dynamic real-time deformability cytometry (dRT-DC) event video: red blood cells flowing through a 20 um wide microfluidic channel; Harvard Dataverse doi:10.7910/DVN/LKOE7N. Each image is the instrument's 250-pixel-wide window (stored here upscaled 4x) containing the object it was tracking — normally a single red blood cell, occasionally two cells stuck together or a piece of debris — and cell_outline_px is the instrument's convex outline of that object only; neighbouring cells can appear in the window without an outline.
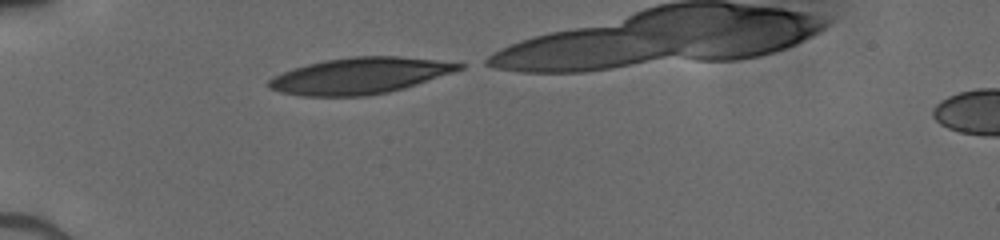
{"species": "human", "species_latin": "Homo sapiens", "temperature_condition": "cold", "stored_images_in_passage": 30, "camera_frame_rate_fps": 3000, "um_per_image_px": 0.085, "donor": {"sex": "male"}, "frame": {"image": 1, "passage_image": 1, "time_ms": 0.0, "image_size_px": [1000, 240], "cell_outline_px": [[464, 68], [404, 88], [388, 92], [364, 96], [300, 96], [280, 92], [268, 88], [268, 80], [292, 68], [324, 60], [352, 56], [396, 56], [436, 60], [464, 64]], "centroid_in_image_um": [30.54, 6.44], "position_along_channel_um": 54.5, "area_um2": 39.82}}
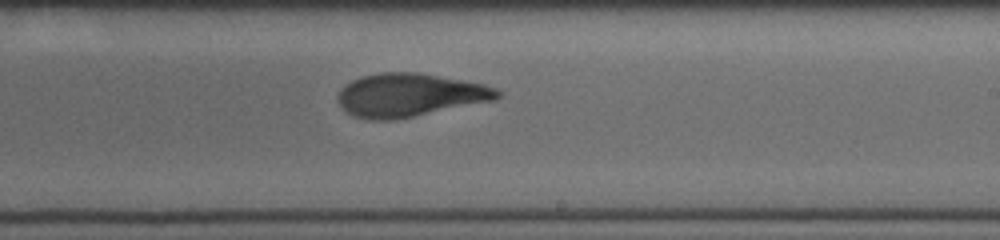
{"frame": {"image": 2, "passage_image": 17, "time_ms": 5.333, "image_size_px": [1000, 240], "cell_outline_px": [[500, 96], [496, 100], [396, 120], [372, 120], [352, 116], [340, 104], [340, 92], [352, 80], [360, 76], [380, 72], [416, 72], [484, 84], [496, 88], [500, 92]], "centroid_in_image_um": [34.86, 8.09], "position_along_channel_um": 254.1, "area_um2": 39.94}}
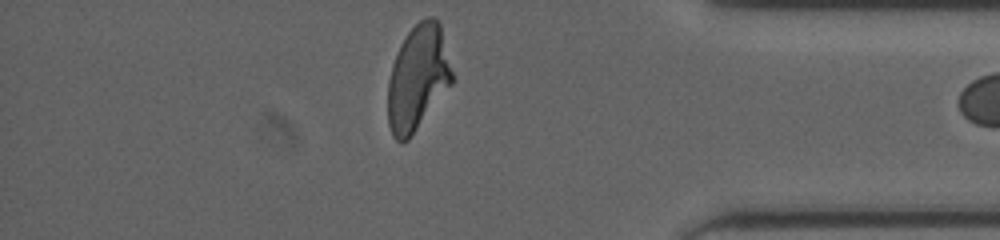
{"frame": {"image": 3, "passage_image": 29, "time_ms": 9.333, "image_size_px": [1000, 240], "cell_outline_px": [[452, 84], [408, 140], [400, 144], [392, 136], [388, 124], [388, 80], [392, 64], [400, 44], [408, 32], [420, 20], [428, 16], [432, 16], [440, 24], [452, 72]], "centroid_in_image_um": [35.49, 6.65], "position_along_channel_um": 399.7, "area_um2": 39.19}}